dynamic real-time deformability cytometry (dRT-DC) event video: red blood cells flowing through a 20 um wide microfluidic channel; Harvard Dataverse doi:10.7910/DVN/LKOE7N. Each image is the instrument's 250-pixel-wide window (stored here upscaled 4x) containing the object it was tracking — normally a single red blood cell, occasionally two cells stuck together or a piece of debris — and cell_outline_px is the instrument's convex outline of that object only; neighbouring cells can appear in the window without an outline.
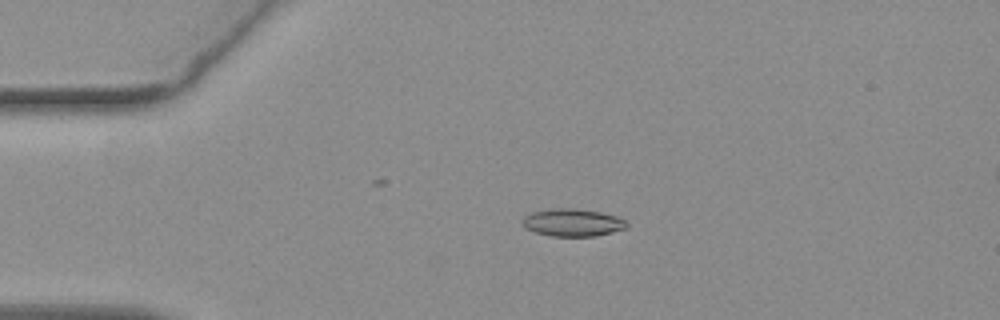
{"species": "common noctule bat (a hibernating species)", "species_latin": "Nyctalus noctula", "temperature_condition": "warm", "stored_images_in_passage": 43, "camera_frame_rate_fps": 3000, "um_per_image_px": 0.085, "animal": {"sex": "female", "body_mass_g": 19.3, "forearm_length_mm": 54.1}, "frame": {"image": 1, "passage_image": 1, "time_ms": 0.0, "image_size_px": [1000, 320], "cell_outline_px": [[628, 224], [624, 228], [612, 232], [596, 236], [552, 236], [536, 232], [524, 228], [520, 224], [520, 220], [524, 216], [532, 212], [548, 208], [576, 208], [600, 212], [620, 216]], "centroid_in_image_um": [48.62, 18.9], "position_along_channel_um": 36.4, "area_um2": 16.99}}
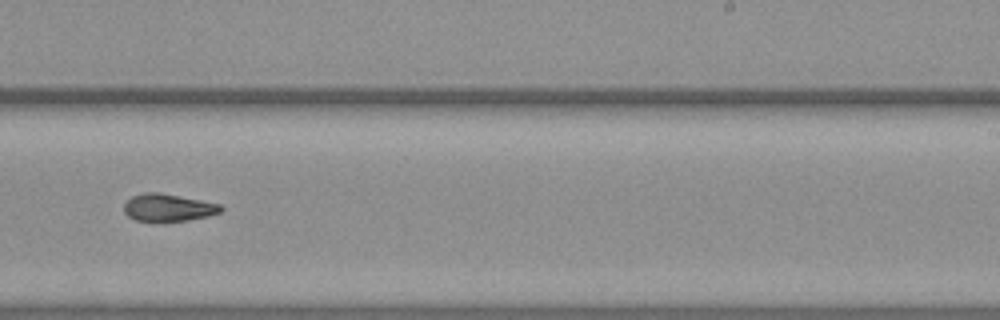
{"frame": {"image": 2, "passage_image": 23, "time_ms": 7.333, "image_size_px": [1000, 320], "cell_outline_px": [[224, 208], [220, 212], [208, 216], [188, 220], [164, 224], [152, 224], [136, 220], [128, 216], [124, 212], [124, 204], [132, 196], [144, 192], [156, 192], [200, 200], [220, 204]], "centroid_in_image_um": [14.25, 17.7], "position_along_channel_um": 274.7, "area_um2": 16.01}}
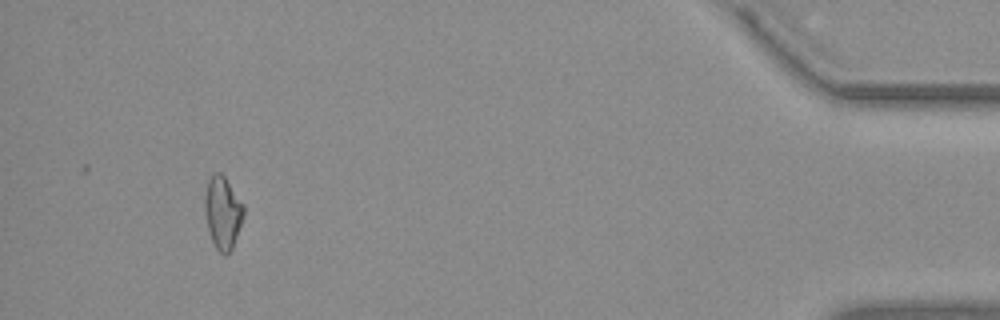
{"frame": {"image": 3, "passage_image": 40, "time_ms": 13.0, "image_size_px": [1000, 320], "cell_outline_px": [[244, 216], [232, 248], [224, 256], [216, 248], [212, 240], [208, 228], [204, 208], [204, 196], [208, 176], [212, 172], [220, 172], [224, 176], [244, 204]], "centroid_in_image_um": [18.92, 18.01], "position_along_channel_um": 416.3, "area_um2": 16.53}, "authors_computed_cell_mechanics": {"area_um2": 16.2418, "velocity_mm_per_s": 3.7726, "shape_relaxation_time_tau1_ms": 7.1181, "shape_relaxation_time_tau2_ms": null, "deformation_change_tau1": 0.1633, "deformation_change_tau2": null}}